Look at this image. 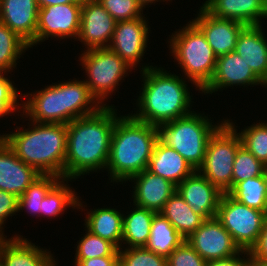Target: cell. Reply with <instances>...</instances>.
Listing matches in <instances>:
<instances>
[{"mask_svg":"<svg viewBox=\"0 0 267 266\" xmlns=\"http://www.w3.org/2000/svg\"><path fill=\"white\" fill-rule=\"evenodd\" d=\"M102 104L94 114L77 118L67 124L65 179L107 167L117 110ZM116 111V112H115Z\"/></svg>","mask_w":267,"mask_h":266,"instance_id":"6da1fadb","label":"cell"},{"mask_svg":"<svg viewBox=\"0 0 267 266\" xmlns=\"http://www.w3.org/2000/svg\"><path fill=\"white\" fill-rule=\"evenodd\" d=\"M157 141V126L136 120L129 114L118 117L106 167L111 182L130 181L147 169Z\"/></svg>","mask_w":267,"mask_h":266,"instance_id":"7a4b0ae2","label":"cell"},{"mask_svg":"<svg viewBox=\"0 0 267 266\" xmlns=\"http://www.w3.org/2000/svg\"><path fill=\"white\" fill-rule=\"evenodd\" d=\"M143 87L137 99L136 120L158 126L190 114V92L186 81L161 68L142 67Z\"/></svg>","mask_w":267,"mask_h":266,"instance_id":"3957f363","label":"cell"},{"mask_svg":"<svg viewBox=\"0 0 267 266\" xmlns=\"http://www.w3.org/2000/svg\"><path fill=\"white\" fill-rule=\"evenodd\" d=\"M33 123L32 128H19L0 137L25 164L40 174L56 175L65 179L67 153V124ZM36 124V125H35Z\"/></svg>","mask_w":267,"mask_h":266,"instance_id":"277c9868","label":"cell"},{"mask_svg":"<svg viewBox=\"0 0 267 266\" xmlns=\"http://www.w3.org/2000/svg\"><path fill=\"white\" fill-rule=\"evenodd\" d=\"M29 96L31 98L22 104V113L35 123L68 124L94 114L102 107L100 102H95L97 99L90 93L85 80L60 82Z\"/></svg>","mask_w":267,"mask_h":266,"instance_id":"5b68a950","label":"cell"},{"mask_svg":"<svg viewBox=\"0 0 267 266\" xmlns=\"http://www.w3.org/2000/svg\"><path fill=\"white\" fill-rule=\"evenodd\" d=\"M212 125L207 116L191 112L178 119L157 126L158 139L172 147L195 170L203 164L210 137L225 122Z\"/></svg>","mask_w":267,"mask_h":266,"instance_id":"8992f818","label":"cell"},{"mask_svg":"<svg viewBox=\"0 0 267 266\" xmlns=\"http://www.w3.org/2000/svg\"><path fill=\"white\" fill-rule=\"evenodd\" d=\"M172 33L170 49L188 81L202 90L211 80L217 56L207 42L203 32L192 22Z\"/></svg>","mask_w":267,"mask_h":266,"instance_id":"52a82bcc","label":"cell"},{"mask_svg":"<svg viewBox=\"0 0 267 266\" xmlns=\"http://www.w3.org/2000/svg\"><path fill=\"white\" fill-rule=\"evenodd\" d=\"M241 145L237 129L229 120L208 141L203 164L197 171L222 193H228L232 189L233 165Z\"/></svg>","mask_w":267,"mask_h":266,"instance_id":"ba28073f","label":"cell"},{"mask_svg":"<svg viewBox=\"0 0 267 266\" xmlns=\"http://www.w3.org/2000/svg\"><path fill=\"white\" fill-rule=\"evenodd\" d=\"M80 59L88 77L85 84L100 104L111 92H114L119 85L118 82L132 68L109 48L87 49Z\"/></svg>","mask_w":267,"mask_h":266,"instance_id":"9c48e42d","label":"cell"},{"mask_svg":"<svg viewBox=\"0 0 267 266\" xmlns=\"http://www.w3.org/2000/svg\"><path fill=\"white\" fill-rule=\"evenodd\" d=\"M266 216L265 212L248 207L228 193H223L216 218L230 233L240 250L250 252L258 241Z\"/></svg>","mask_w":267,"mask_h":266,"instance_id":"30bf717a","label":"cell"},{"mask_svg":"<svg viewBox=\"0 0 267 266\" xmlns=\"http://www.w3.org/2000/svg\"><path fill=\"white\" fill-rule=\"evenodd\" d=\"M82 5L66 3L39 8L35 39L33 45L48 40L49 37L78 38L80 31Z\"/></svg>","mask_w":267,"mask_h":266,"instance_id":"8fae6325","label":"cell"},{"mask_svg":"<svg viewBox=\"0 0 267 266\" xmlns=\"http://www.w3.org/2000/svg\"><path fill=\"white\" fill-rule=\"evenodd\" d=\"M185 240L205 261L225 259L242 252L216 217L206 219Z\"/></svg>","mask_w":267,"mask_h":266,"instance_id":"7c38bea8","label":"cell"},{"mask_svg":"<svg viewBox=\"0 0 267 266\" xmlns=\"http://www.w3.org/2000/svg\"><path fill=\"white\" fill-rule=\"evenodd\" d=\"M148 29L147 21L143 17L118 21L108 48L132 68L136 67L147 47Z\"/></svg>","mask_w":267,"mask_h":266,"instance_id":"4fadbf2b","label":"cell"},{"mask_svg":"<svg viewBox=\"0 0 267 266\" xmlns=\"http://www.w3.org/2000/svg\"><path fill=\"white\" fill-rule=\"evenodd\" d=\"M116 23L98 0L89 1L82 5L78 40L84 42L86 49L108 48Z\"/></svg>","mask_w":267,"mask_h":266,"instance_id":"5bb4252c","label":"cell"},{"mask_svg":"<svg viewBox=\"0 0 267 266\" xmlns=\"http://www.w3.org/2000/svg\"><path fill=\"white\" fill-rule=\"evenodd\" d=\"M266 84L253 72L244 59L236 52L217 57L214 74L210 82L201 90L204 94H212L219 89L233 85Z\"/></svg>","mask_w":267,"mask_h":266,"instance_id":"9a60e30c","label":"cell"},{"mask_svg":"<svg viewBox=\"0 0 267 266\" xmlns=\"http://www.w3.org/2000/svg\"><path fill=\"white\" fill-rule=\"evenodd\" d=\"M176 192L205 220L216 217L223 193L197 170L177 185Z\"/></svg>","mask_w":267,"mask_h":266,"instance_id":"2e32d148","label":"cell"},{"mask_svg":"<svg viewBox=\"0 0 267 266\" xmlns=\"http://www.w3.org/2000/svg\"><path fill=\"white\" fill-rule=\"evenodd\" d=\"M199 10L197 18L192 19V22L206 36L215 55L220 57L235 51L237 38L245 25L234 20L212 16L203 7Z\"/></svg>","mask_w":267,"mask_h":266,"instance_id":"e0dca14e","label":"cell"},{"mask_svg":"<svg viewBox=\"0 0 267 266\" xmlns=\"http://www.w3.org/2000/svg\"><path fill=\"white\" fill-rule=\"evenodd\" d=\"M41 174L19 159L0 137V190L20 197Z\"/></svg>","mask_w":267,"mask_h":266,"instance_id":"ac0fdd59","label":"cell"},{"mask_svg":"<svg viewBox=\"0 0 267 266\" xmlns=\"http://www.w3.org/2000/svg\"><path fill=\"white\" fill-rule=\"evenodd\" d=\"M135 181L133 188L134 205L160 213L166 201L176 192L177 186L161 176L145 169L130 178Z\"/></svg>","mask_w":267,"mask_h":266,"instance_id":"d6986e66","label":"cell"},{"mask_svg":"<svg viewBox=\"0 0 267 266\" xmlns=\"http://www.w3.org/2000/svg\"><path fill=\"white\" fill-rule=\"evenodd\" d=\"M38 11L37 0H1L0 22L30 44L36 36Z\"/></svg>","mask_w":267,"mask_h":266,"instance_id":"ffe728a7","label":"cell"},{"mask_svg":"<svg viewBox=\"0 0 267 266\" xmlns=\"http://www.w3.org/2000/svg\"><path fill=\"white\" fill-rule=\"evenodd\" d=\"M202 7L212 16L245 26L261 25L260 20L267 18V0H206Z\"/></svg>","mask_w":267,"mask_h":266,"instance_id":"44dd1931","label":"cell"},{"mask_svg":"<svg viewBox=\"0 0 267 266\" xmlns=\"http://www.w3.org/2000/svg\"><path fill=\"white\" fill-rule=\"evenodd\" d=\"M261 27V25L245 26L237 38L235 51L267 84V40Z\"/></svg>","mask_w":267,"mask_h":266,"instance_id":"7402d4cb","label":"cell"},{"mask_svg":"<svg viewBox=\"0 0 267 266\" xmlns=\"http://www.w3.org/2000/svg\"><path fill=\"white\" fill-rule=\"evenodd\" d=\"M147 170L176 186L196 171L177 151L163 144L159 139L155 144Z\"/></svg>","mask_w":267,"mask_h":266,"instance_id":"603a6c76","label":"cell"},{"mask_svg":"<svg viewBox=\"0 0 267 266\" xmlns=\"http://www.w3.org/2000/svg\"><path fill=\"white\" fill-rule=\"evenodd\" d=\"M0 259L5 266H55L51 253L21 236H13L2 248Z\"/></svg>","mask_w":267,"mask_h":266,"instance_id":"cb8c5ba5","label":"cell"},{"mask_svg":"<svg viewBox=\"0 0 267 266\" xmlns=\"http://www.w3.org/2000/svg\"><path fill=\"white\" fill-rule=\"evenodd\" d=\"M85 219V228L92 234L113 243L118 249L122 244L123 214L113 208L90 210ZM121 242V243H120Z\"/></svg>","mask_w":267,"mask_h":266,"instance_id":"d4e9b609","label":"cell"},{"mask_svg":"<svg viewBox=\"0 0 267 266\" xmlns=\"http://www.w3.org/2000/svg\"><path fill=\"white\" fill-rule=\"evenodd\" d=\"M185 239L195 232L205 221L196 214L185 200L175 192L160 212Z\"/></svg>","mask_w":267,"mask_h":266,"instance_id":"484cf974","label":"cell"},{"mask_svg":"<svg viewBox=\"0 0 267 266\" xmlns=\"http://www.w3.org/2000/svg\"><path fill=\"white\" fill-rule=\"evenodd\" d=\"M136 207L127 216H123L122 243L128 248L145 247L150 237L152 219L156 212L144 207Z\"/></svg>","mask_w":267,"mask_h":266,"instance_id":"4316f807","label":"cell"},{"mask_svg":"<svg viewBox=\"0 0 267 266\" xmlns=\"http://www.w3.org/2000/svg\"><path fill=\"white\" fill-rule=\"evenodd\" d=\"M185 238L180 235L172 224L160 213H156L152 219L150 237L146 248L156 254L168 257Z\"/></svg>","mask_w":267,"mask_h":266,"instance_id":"83f0119b","label":"cell"},{"mask_svg":"<svg viewBox=\"0 0 267 266\" xmlns=\"http://www.w3.org/2000/svg\"><path fill=\"white\" fill-rule=\"evenodd\" d=\"M228 194L236 201L267 214V187L263 175L238 182Z\"/></svg>","mask_w":267,"mask_h":266,"instance_id":"f1b7e54d","label":"cell"},{"mask_svg":"<svg viewBox=\"0 0 267 266\" xmlns=\"http://www.w3.org/2000/svg\"><path fill=\"white\" fill-rule=\"evenodd\" d=\"M64 181L67 179H61L43 198L41 216L58 217V215L66 210V207L79 208L82 206L75 191L66 185Z\"/></svg>","mask_w":267,"mask_h":266,"instance_id":"f546056e","label":"cell"},{"mask_svg":"<svg viewBox=\"0 0 267 266\" xmlns=\"http://www.w3.org/2000/svg\"><path fill=\"white\" fill-rule=\"evenodd\" d=\"M61 177L51 174H41L33 181L19 197L18 209L26 208L28 213L41 216L42 200L48 192L61 180Z\"/></svg>","mask_w":267,"mask_h":266,"instance_id":"4dcf8cb0","label":"cell"},{"mask_svg":"<svg viewBox=\"0 0 267 266\" xmlns=\"http://www.w3.org/2000/svg\"><path fill=\"white\" fill-rule=\"evenodd\" d=\"M29 44L7 25L0 22V72H10Z\"/></svg>","mask_w":267,"mask_h":266,"instance_id":"1f68e13d","label":"cell"},{"mask_svg":"<svg viewBox=\"0 0 267 266\" xmlns=\"http://www.w3.org/2000/svg\"><path fill=\"white\" fill-rule=\"evenodd\" d=\"M265 164L241 145L233 165L232 188L240 181L263 175Z\"/></svg>","mask_w":267,"mask_h":266,"instance_id":"d6a6232c","label":"cell"},{"mask_svg":"<svg viewBox=\"0 0 267 266\" xmlns=\"http://www.w3.org/2000/svg\"><path fill=\"white\" fill-rule=\"evenodd\" d=\"M242 145L267 165V123H256L238 133Z\"/></svg>","mask_w":267,"mask_h":266,"instance_id":"836d02e7","label":"cell"},{"mask_svg":"<svg viewBox=\"0 0 267 266\" xmlns=\"http://www.w3.org/2000/svg\"><path fill=\"white\" fill-rule=\"evenodd\" d=\"M75 259H90L119 255V249L108 240L86 231V235L79 241L76 249Z\"/></svg>","mask_w":267,"mask_h":266,"instance_id":"e575fe53","label":"cell"},{"mask_svg":"<svg viewBox=\"0 0 267 266\" xmlns=\"http://www.w3.org/2000/svg\"><path fill=\"white\" fill-rule=\"evenodd\" d=\"M119 266H167V258L146 247L120 248Z\"/></svg>","mask_w":267,"mask_h":266,"instance_id":"d590c367","label":"cell"},{"mask_svg":"<svg viewBox=\"0 0 267 266\" xmlns=\"http://www.w3.org/2000/svg\"><path fill=\"white\" fill-rule=\"evenodd\" d=\"M98 2L117 22L143 17V6L138 0H98Z\"/></svg>","mask_w":267,"mask_h":266,"instance_id":"8d00e7d4","label":"cell"},{"mask_svg":"<svg viewBox=\"0 0 267 266\" xmlns=\"http://www.w3.org/2000/svg\"><path fill=\"white\" fill-rule=\"evenodd\" d=\"M206 261L185 240L167 257V266H205Z\"/></svg>","mask_w":267,"mask_h":266,"instance_id":"74e56055","label":"cell"},{"mask_svg":"<svg viewBox=\"0 0 267 266\" xmlns=\"http://www.w3.org/2000/svg\"><path fill=\"white\" fill-rule=\"evenodd\" d=\"M17 92L12 82L0 72V117L19 109Z\"/></svg>","mask_w":267,"mask_h":266,"instance_id":"f35d334b","label":"cell"},{"mask_svg":"<svg viewBox=\"0 0 267 266\" xmlns=\"http://www.w3.org/2000/svg\"><path fill=\"white\" fill-rule=\"evenodd\" d=\"M19 197L16 195L0 190V227L7 220L8 216H12L18 209Z\"/></svg>","mask_w":267,"mask_h":266,"instance_id":"ab89813d","label":"cell"},{"mask_svg":"<svg viewBox=\"0 0 267 266\" xmlns=\"http://www.w3.org/2000/svg\"><path fill=\"white\" fill-rule=\"evenodd\" d=\"M250 257L262 262L267 263V216L264 221L263 229L259 235L256 245L249 252Z\"/></svg>","mask_w":267,"mask_h":266,"instance_id":"60d3db41","label":"cell"},{"mask_svg":"<svg viewBox=\"0 0 267 266\" xmlns=\"http://www.w3.org/2000/svg\"><path fill=\"white\" fill-rule=\"evenodd\" d=\"M75 266H119V255L90 259H75Z\"/></svg>","mask_w":267,"mask_h":266,"instance_id":"b9f144b4","label":"cell"},{"mask_svg":"<svg viewBox=\"0 0 267 266\" xmlns=\"http://www.w3.org/2000/svg\"><path fill=\"white\" fill-rule=\"evenodd\" d=\"M246 254L248 257L247 259L243 257V259L240 257L242 254ZM250 254L247 251H242L239 254H236L234 256L225 258V259H219V260H211L206 261L205 266H247L249 262Z\"/></svg>","mask_w":267,"mask_h":266,"instance_id":"7bdbcfd3","label":"cell"},{"mask_svg":"<svg viewBox=\"0 0 267 266\" xmlns=\"http://www.w3.org/2000/svg\"><path fill=\"white\" fill-rule=\"evenodd\" d=\"M74 3L72 0H37L39 8L48 7L51 5Z\"/></svg>","mask_w":267,"mask_h":266,"instance_id":"ee69618b","label":"cell"},{"mask_svg":"<svg viewBox=\"0 0 267 266\" xmlns=\"http://www.w3.org/2000/svg\"><path fill=\"white\" fill-rule=\"evenodd\" d=\"M2 229H3V226L0 227V256H1V251H2L3 245L9 240L6 237H4Z\"/></svg>","mask_w":267,"mask_h":266,"instance_id":"f6af8a7d","label":"cell"},{"mask_svg":"<svg viewBox=\"0 0 267 266\" xmlns=\"http://www.w3.org/2000/svg\"><path fill=\"white\" fill-rule=\"evenodd\" d=\"M247 266H267V263H262L249 257V262Z\"/></svg>","mask_w":267,"mask_h":266,"instance_id":"bcb514c9","label":"cell"},{"mask_svg":"<svg viewBox=\"0 0 267 266\" xmlns=\"http://www.w3.org/2000/svg\"><path fill=\"white\" fill-rule=\"evenodd\" d=\"M158 2L159 0H138V2L145 7V5H148V3L152 4L153 2ZM164 1V0H163ZM166 1V0H165ZM168 1V0H167Z\"/></svg>","mask_w":267,"mask_h":266,"instance_id":"7dc6e473","label":"cell"},{"mask_svg":"<svg viewBox=\"0 0 267 266\" xmlns=\"http://www.w3.org/2000/svg\"><path fill=\"white\" fill-rule=\"evenodd\" d=\"M74 3H77V4H80V5H84L86 4L87 2L89 1H92V0H72Z\"/></svg>","mask_w":267,"mask_h":266,"instance_id":"c3c4849f","label":"cell"},{"mask_svg":"<svg viewBox=\"0 0 267 266\" xmlns=\"http://www.w3.org/2000/svg\"><path fill=\"white\" fill-rule=\"evenodd\" d=\"M263 176H264L266 187H267V165L264 166Z\"/></svg>","mask_w":267,"mask_h":266,"instance_id":"681fc988","label":"cell"},{"mask_svg":"<svg viewBox=\"0 0 267 266\" xmlns=\"http://www.w3.org/2000/svg\"><path fill=\"white\" fill-rule=\"evenodd\" d=\"M0 266H5L1 259H0Z\"/></svg>","mask_w":267,"mask_h":266,"instance_id":"f907efd6","label":"cell"}]
</instances>
